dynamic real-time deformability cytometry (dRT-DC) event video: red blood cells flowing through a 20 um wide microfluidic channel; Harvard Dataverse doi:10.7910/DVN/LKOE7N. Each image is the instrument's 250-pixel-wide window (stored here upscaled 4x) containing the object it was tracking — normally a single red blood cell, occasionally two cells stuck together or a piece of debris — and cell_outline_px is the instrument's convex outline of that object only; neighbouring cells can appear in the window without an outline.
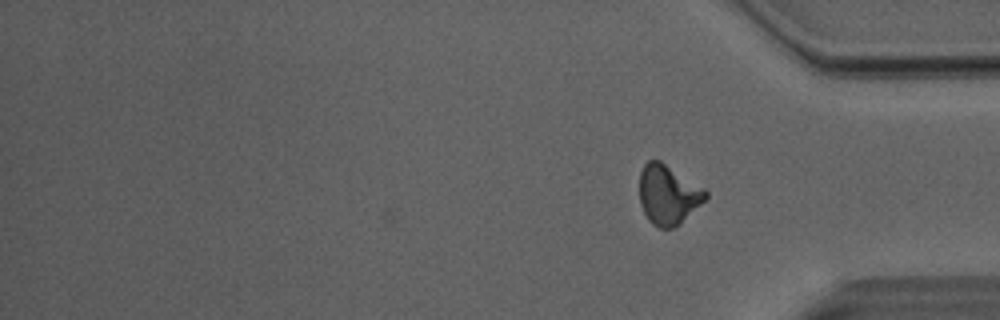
{"species": "Egyptian fruit bat (a non-hibernating species)", "species_latin": "Rousettus aegyptiacus", "temperature_condition": "room temperature", "stored_images_in_passage": 30, "camera_frame_rate_fps": 3000, "um_per_image_px": 0.085, "animal": {"sex": "male"}, "frame": {"image": 1, "passage_image": 30, "time_ms": 9.667, "image_size_px": [1000, 320], "cell_outline_px": [[708, 196], [676, 228], [660, 228], [652, 224], [648, 220], [640, 204], [640, 172], [644, 164], [648, 160], [660, 160], [704, 188], [708, 192]], "centroid_in_image_um": [56.78, 16.55], "position_along_channel_um": 378.4, "area_um2": 22.89}, "authors_computed_cell_mechanics": {"area_um2": 22.2819, "velocity_mm_per_s": 4.0566, "shape_relaxation_time_tau1_ms": 4.6898, "shape_relaxation_time_tau2_ms": 1.8634, "deformation_change_tau1": 0.1571, "deformation_change_tau2": 0.0933}}